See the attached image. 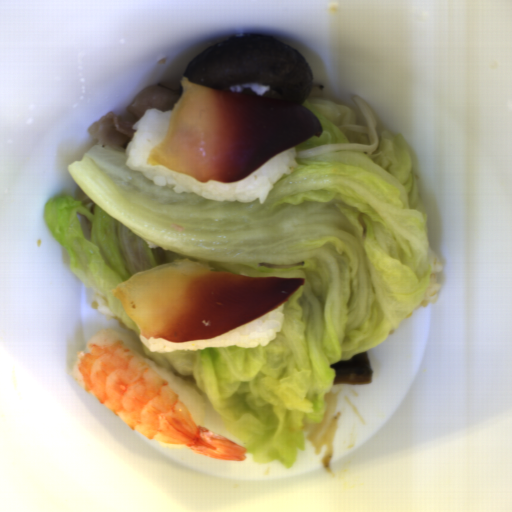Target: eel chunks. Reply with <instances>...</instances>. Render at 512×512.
<instances>
[{
	"mask_svg": "<svg viewBox=\"0 0 512 512\" xmlns=\"http://www.w3.org/2000/svg\"><path fill=\"white\" fill-rule=\"evenodd\" d=\"M329 367L335 370V376L331 383L336 386L371 383L372 381L373 369L366 350L349 359L336 361Z\"/></svg>",
	"mask_w": 512,
	"mask_h": 512,
	"instance_id": "eel-chunks-1",
	"label": "eel chunks"
}]
</instances>
